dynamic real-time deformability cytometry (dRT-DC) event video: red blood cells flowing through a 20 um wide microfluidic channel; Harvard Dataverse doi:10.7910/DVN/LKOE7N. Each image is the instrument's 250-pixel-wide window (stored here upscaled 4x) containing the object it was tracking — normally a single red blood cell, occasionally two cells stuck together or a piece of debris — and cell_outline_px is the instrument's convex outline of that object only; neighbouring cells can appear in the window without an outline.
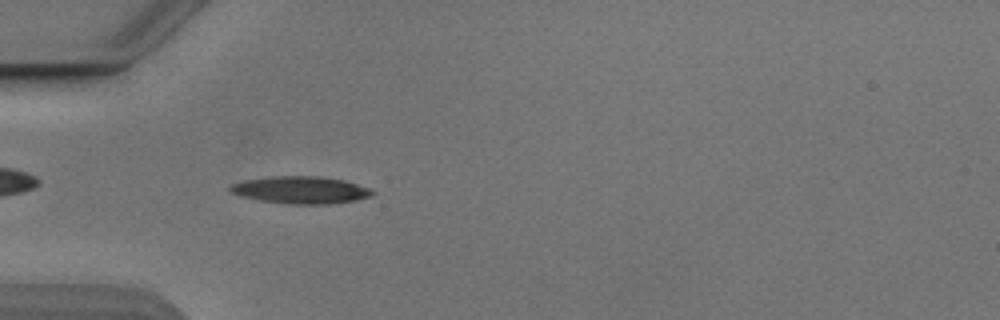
{"species": "Egyptian fruit bat (a non-hibernating species)", "species_latin": "Rousettus aegyptiacus", "temperature_condition": "cold", "stored_images_in_passage": 29, "camera_frame_rate_fps": 3000, "um_per_image_px": 0.085, "animal": {"sex": "male"}, "frame": {"image": 1, "passage_image": 7, "time_ms": 2.0, "image_size_px": [1000, 320], "cell_outline_px": [[376, 192], [372, 196], [356, 200], [328, 204], [288, 204], [260, 200], [240, 196], [228, 192], [228, 188], [232, 184], [244, 180], [272, 176], [320, 176], [344, 180], [368, 188]], "centroid_in_image_um": [25.53, 16.15], "position_along_channel_um": 59.5, "area_um2": 22.66}}
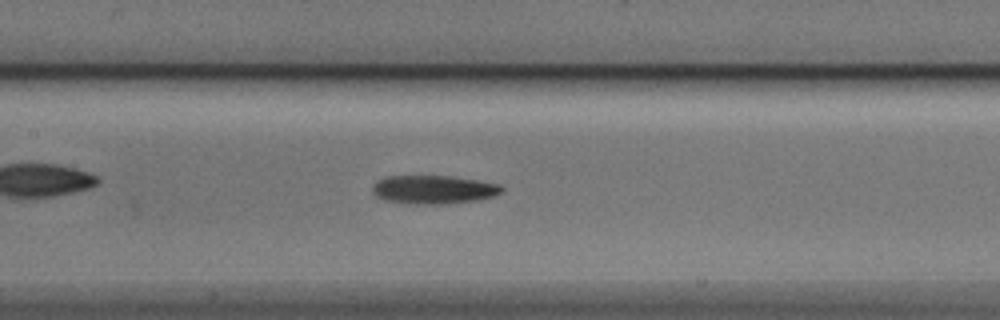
{"frame": {"image": 2, "passage_image": 16, "time_ms": 5.0, "image_size_px": [1000, 320], "cell_outline_px": [[504, 192], [496, 196], [476, 200], [444, 204], [408, 204], [384, 200], [376, 196], [372, 192], [372, 184], [376, 180], [384, 176], [448, 176], [476, 180], [500, 184], [504, 188]], "centroid_in_image_um": [36.83, 16.12], "position_along_channel_um": 170.6, "area_um2": 21.79}}
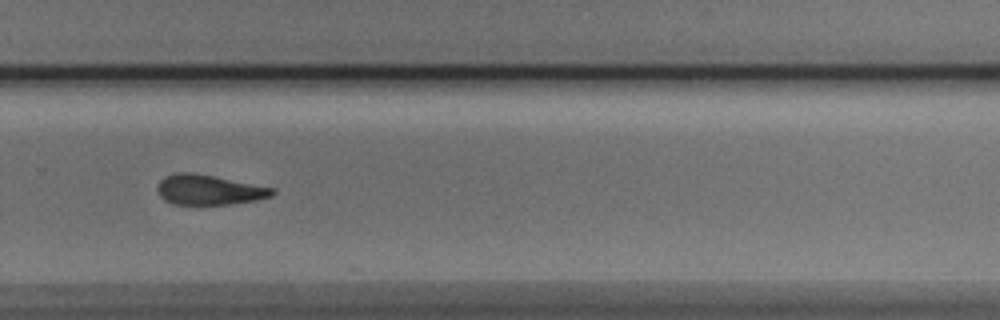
{"frame": {"image": 3, "passage_image": 27, "time_ms": 8.667, "image_size_px": [1000, 320], "cell_outline_px": [[276, 192], [272, 196], [256, 200], [228, 204], [172, 204], [164, 200], [160, 196], [156, 188], [160, 180], [164, 176], [176, 172], [192, 172], [276, 188]], "centroid_in_image_um": [17.75, 16.13], "position_along_channel_um": 312.1, "area_um2": 20.17}}